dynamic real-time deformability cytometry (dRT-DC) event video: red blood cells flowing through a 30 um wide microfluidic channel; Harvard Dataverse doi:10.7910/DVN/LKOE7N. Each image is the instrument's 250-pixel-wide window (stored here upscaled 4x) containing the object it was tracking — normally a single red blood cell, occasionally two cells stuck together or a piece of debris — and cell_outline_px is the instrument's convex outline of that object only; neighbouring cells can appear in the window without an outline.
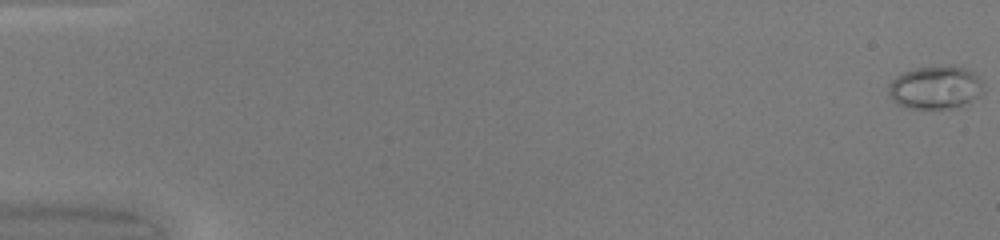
{"species": "common noctule bat (a hibernating species)", "species_latin": "Nyctalus noctula", "temperature_condition": "warm", "stored_images_in_passage": 50, "camera_frame_rate_fps": 3000, "um_per_image_px": 0.085, "animal": {"sex": "female", "body_mass_g": 20.0, "forearm_length_mm": 54.0}, "frame": {"image": 1, "passage_image": 1, "time_ms": 0.0, "image_size_px": [1000, 240], "cell_outline_px": [[984, 92], [964, 104], [952, 108], [908, 108], [896, 104], [888, 96], [888, 84], [896, 76], [904, 72], [916, 68], [944, 64], [948, 64], [964, 68], [972, 72], [984, 80]], "centroid_in_image_um": [79.5, 7.41], "position_along_channel_um": 5.5, "area_um2": 24.22}}
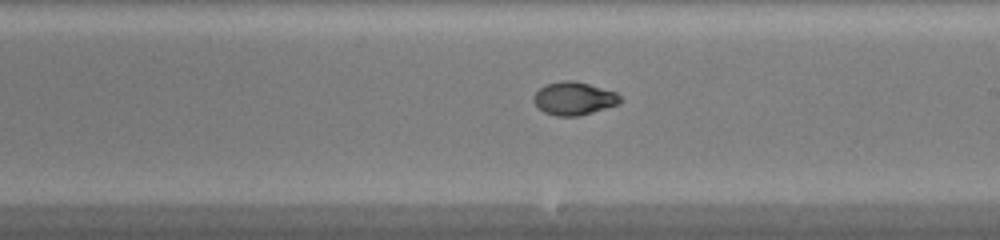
{"frame": {"image": 2, "passage_image": 30, "time_ms": 9.667, "image_size_px": [1000, 240], "cell_outline_px": [[624, 100], [620, 104], [580, 116], [556, 116], [544, 112], [532, 100], [532, 96], [544, 84], [564, 80], [576, 80], [616, 92]], "centroid_in_image_um": [48.8, 8.36], "position_along_channel_um": 240.2, "area_um2": 16.94}}
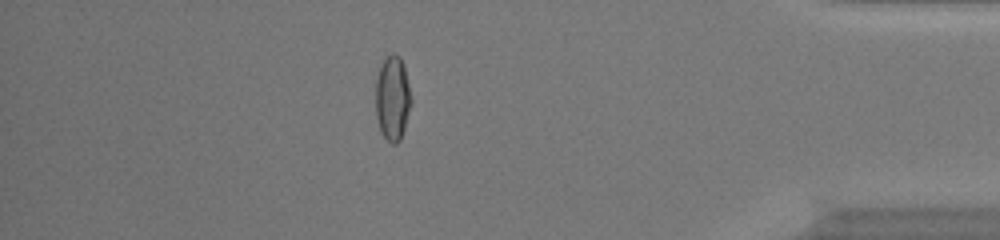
{"frame": {"image": 3, "passage_image": 44, "time_ms": 14.333, "image_size_px": [1000, 240], "cell_outline_px": [[412, 100], [404, 128], [400, 140], [396, 144], [392, 144], [380, 132], [376, 116], [376, 80], [380, 64], [392, 52], [400, 56], [404, 68]], "centroid_in_image_um": [33.35, 8.35], "position_along_channel_um": 401.9, "area_um2": 17.4}, "authors_computed_cell_mechanics": {"area_um2": 17.3978, "velocity_mm_per_s": 4.2628, "shape_relaxation_time_tau1_ms": null, "shape_relaxation_time_tau2_ms": 1.4421, "deformation_change_tau1": null, "deformation_change_tau2": 0.0399}}